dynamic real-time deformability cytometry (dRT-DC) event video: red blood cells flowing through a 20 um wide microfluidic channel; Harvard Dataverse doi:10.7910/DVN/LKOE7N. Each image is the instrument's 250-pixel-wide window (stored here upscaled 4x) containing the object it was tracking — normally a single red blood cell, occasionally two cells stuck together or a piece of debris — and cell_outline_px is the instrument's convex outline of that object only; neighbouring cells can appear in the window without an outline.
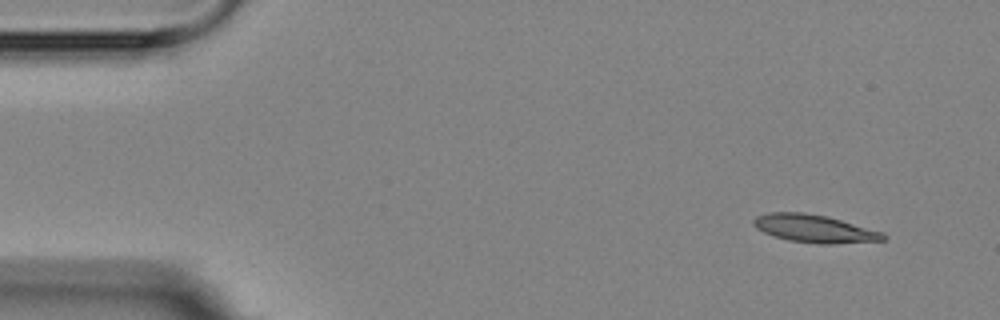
{"species": "Egyptian fruit bat (a non-hibernating species)", "species_latin": "Rousettus aegyptiacus", "temperature_condition": "room temperature", "stored_images_in_passage": 4, "camera_frame_rate_fps": 3000, "um_per_image_px": 0.085, "animal": {"sex": "female"}, "frame": {"image": 1, "passage_image": 1, "time_ms": 0.0, "image_size_px": [1000, 320], "cell_outline_px": [[888, 240], [832, 244], [820, 244], [788, 240], [772, 236], [756, 228], [752, 224], [752, 220], [756, 216], [768, 212], [804, 212], [824, 216], [840, 220], [884, 232], [888, 236]], "centroid_in_image_um": [69.23, 19.44], "position_along_channel_um": 15.8, "area_um2": 21.15}}
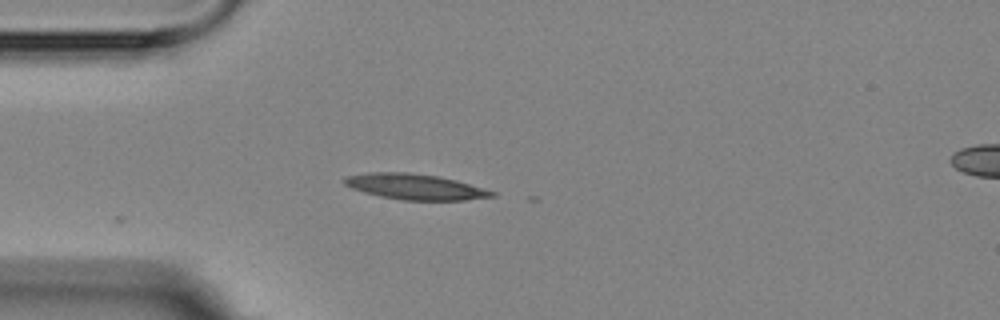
{"frame": {"image": 2, "passage_image": 4, "time_ms": 3.333, "image_size_px": [1000, 320], "cell_outline_px": [[496, 196], [464, 200], [400, 200], [380, 196], [364, 192], [352, 188], [344, 184], [340, 180], [344, 176], [368, 172], [408, 172], [436, 176], [456, 180], [496, 192]], "centroid_in_image_um": [35.22, 15.87], "position_along_channel_um": 49.8, "area_um2": 22.08}}